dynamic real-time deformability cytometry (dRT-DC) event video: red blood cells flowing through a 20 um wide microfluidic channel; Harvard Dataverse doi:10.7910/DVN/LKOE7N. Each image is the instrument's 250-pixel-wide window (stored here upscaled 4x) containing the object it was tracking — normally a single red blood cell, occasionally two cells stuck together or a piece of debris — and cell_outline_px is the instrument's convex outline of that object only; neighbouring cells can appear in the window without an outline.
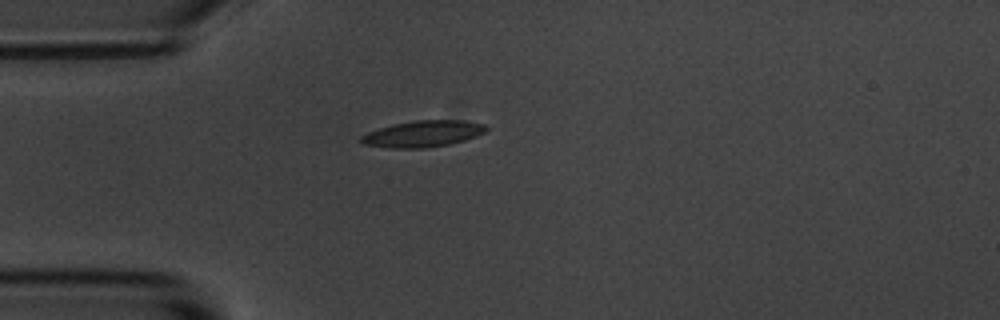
{"species": "common noctule bat (a hibernating species)", "species_latin": "Nyctalus noctula", "temperature_condition": "room temperature", "stored_images_in_passage": 5, "camera_frame_rate_fps": 3000, "um_per_image_px": 0.085, "animal": {"sex": "male", "body_mass_g": 20.1, "forearm_length_mm": 53.5}, "frame": {"image": 1, "passage_image": 5, "time_ms": 5.667, "image_size_px": [1000, 320], "cell_outline_px": [[488, 128], [484, 132], [476, 136], [464, 140], [448, 144], [428, 148], [388, 148], [364, 144], [360, 140], [360, 136], [368, 132], [392, 124], [416, 120], [464, 120], [484, 124]], "centroid_in_image_um": [35.94, 11.37], "position_along_channel_um": 49.1, "area_um2": 19.19}}